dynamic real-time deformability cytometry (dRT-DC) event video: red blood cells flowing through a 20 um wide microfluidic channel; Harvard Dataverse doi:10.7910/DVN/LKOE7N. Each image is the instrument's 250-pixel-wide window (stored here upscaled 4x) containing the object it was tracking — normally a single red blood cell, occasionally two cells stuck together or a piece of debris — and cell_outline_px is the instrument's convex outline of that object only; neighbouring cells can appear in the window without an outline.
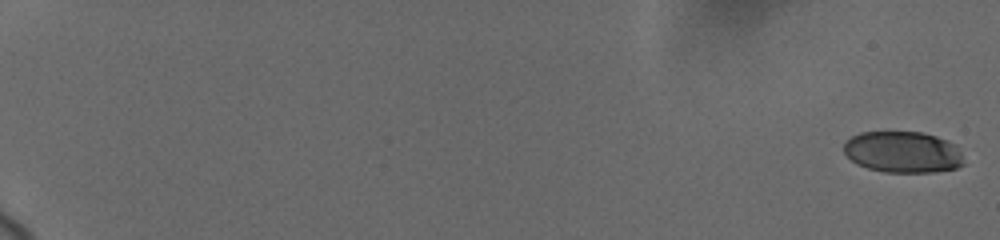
{"species": "human", "species_latin": "Homo sapiens", "temperature_condition": "cold", "stored_images_in_passage": 22, "camera_frame_rate_fps": 3000, "um_per_image_px": 0.085, "donor": {"sex": "female"}, "frame": {"image": 1, "passage_image": 1, "time_ms": 0.0, "image_size_px": [1000, 240], "cell_outline_px": [[964, 164], [956, 168], [936, 172], [884, 172], [868, 168], [856, 164], [844, 152], [844, 140], [860, 132], [924, 132], [948, 140], [956, 144], [964, 160]], "centroid_in_image_um": [76.75, 12.92], "position_along_channel_um": 8.2, "area_um2": 29.19}}
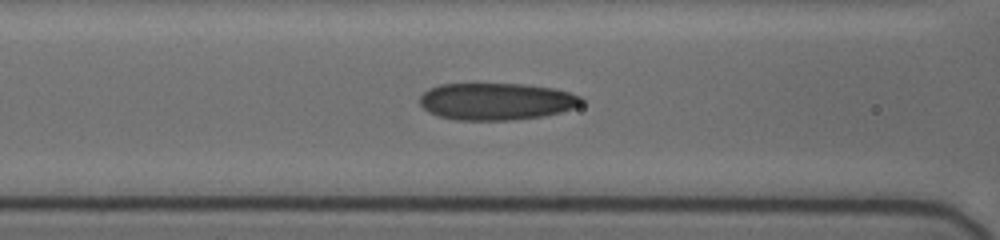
{"frame": {"image": 2, "passage_image": 16, "time_ms": 9.333, "image_size_px": [1000, 240], "cell_outline_px": [[584, 104], [560, 112], [544, 116], [512, 120], [456, 120], [440, 116], [428, 112], [420, 104], [420, 96], [428, 88], [440, 84], [524, 84], [556, 88], [580, 96], [584, 100]], "centroid_in_image_um": [42.2, 8.62], "position_along_channel_um": 124.4, "area_um2": 35.08}}
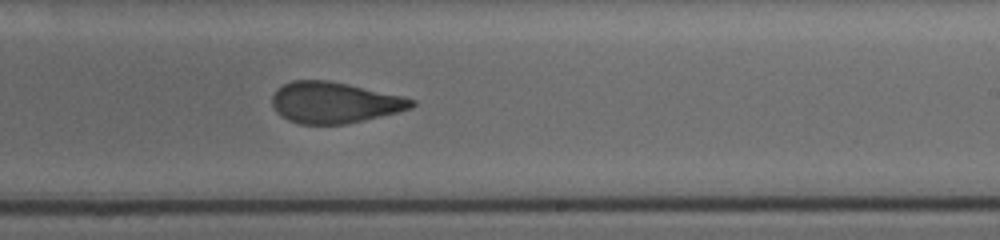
{"frame": {"image": 3, "passage_image": 22, "time_ms": 13.0, "image_size_px": [1000, 240], "cell_outline_px": [[416, 104], [412, 108], [364, 120], [344, 124], [300, 124], [288, 120], [280, 116], [276, 112], [272, 104], [272, 96], [284, 84], [292, 80], [328, 80], [348, 84], [404, 96], [416, 100]], "centroid_in_image_um": [28.43, 8.72], "position_along_channel_um": 260.6, "area_um2": 33.35}}